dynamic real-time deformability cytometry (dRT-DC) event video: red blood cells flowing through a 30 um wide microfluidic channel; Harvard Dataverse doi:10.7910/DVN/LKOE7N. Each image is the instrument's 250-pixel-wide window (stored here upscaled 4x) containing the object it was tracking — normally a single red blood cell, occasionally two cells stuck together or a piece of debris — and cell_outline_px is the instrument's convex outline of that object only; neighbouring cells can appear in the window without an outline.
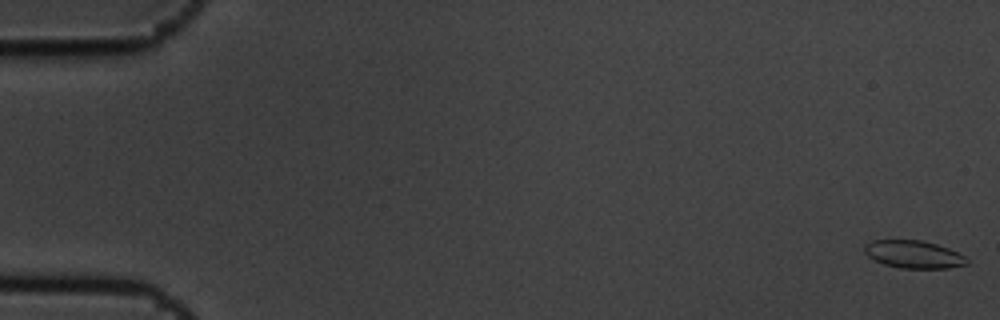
{"species": "common noctule bat (a hibernating species)", "species_latin": "Nyctalus noctula", "temperature_condition": "cold", "stored_images_in_passage": 8, "camera_frame_rate_fps": 3000, "um_per_image_px": 0.085, "animal": {"sex": "male", "body_mass_g": 19.5, "forearm_length_mm": 54.6}, "frame": {"image": 1, "passage_image": 1, "time_ms": 0.0, "image_size_px": [1000, 320], "cell_outline_px": [[968, 264], [948, 268], [900, 268], [884, 264], [868, 256], [864, 252], [864, 244], [872, 240], [920, 240], [936, 244], [948, 248], [964, 256], [968, 260]], "centroid_in_image_um": [77.64, 21.62], "position_along_channel_um": 7.4, "area_um2": 16.42}}
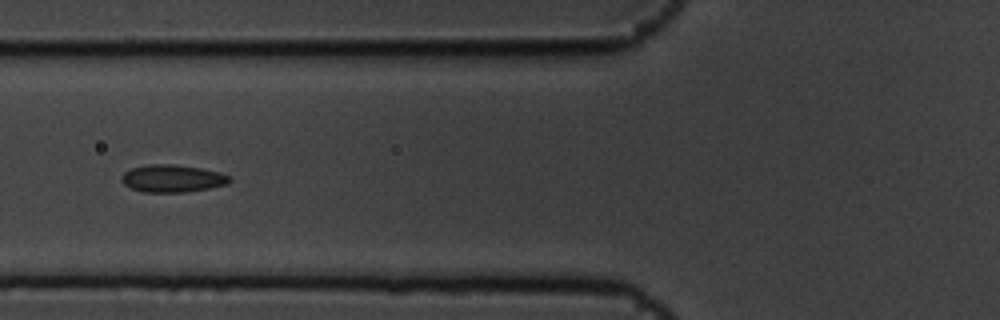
{"frame": {"image": 2, "passage_image": 7, "time_ms": 2.0, "image_size_px": [1000, 320], "cell_outline_px": [[232, 180], [228, 184], [208, 188], [184, 192], [144, 192], [132, 188], [124, 184], [120, 180], [120, 176], [124, 172], [132, 168], [148, 164], [176, 164], [200, 168], [220, 172], [228, 176]], "centroid_in_image_um": [14.63, 15.16], "position_along_channel_um": 111.2, "area_um2": 17.28}}
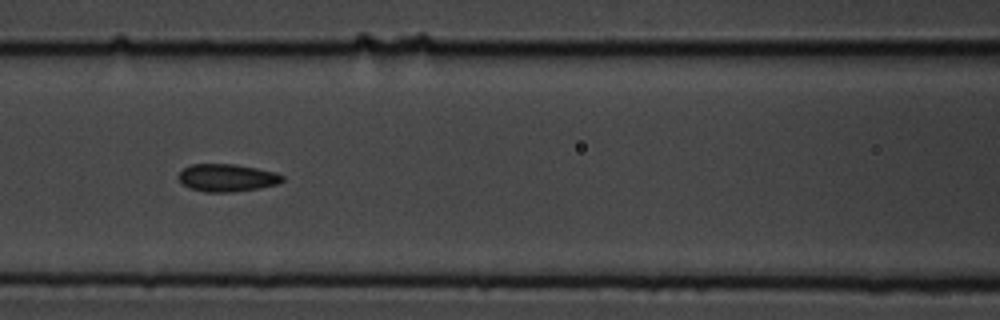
{"frame": {"image": 3, "passage_image": 8, "time_ms": 2.333, "image_size_px": [1000, 320], "cell_outline_px": [[284, 180], [276, 184], [260, 188], [232, 192], [204, 192], [192, 188], [184, 184], [176, 176], [184, 168], [192, 164], [236, 164], [276, 172], [284, 176]], "centroid_in_image_um": [19.31, 15.1], "position_along_channel_um": 147.3, "area_um2": 16.65}}